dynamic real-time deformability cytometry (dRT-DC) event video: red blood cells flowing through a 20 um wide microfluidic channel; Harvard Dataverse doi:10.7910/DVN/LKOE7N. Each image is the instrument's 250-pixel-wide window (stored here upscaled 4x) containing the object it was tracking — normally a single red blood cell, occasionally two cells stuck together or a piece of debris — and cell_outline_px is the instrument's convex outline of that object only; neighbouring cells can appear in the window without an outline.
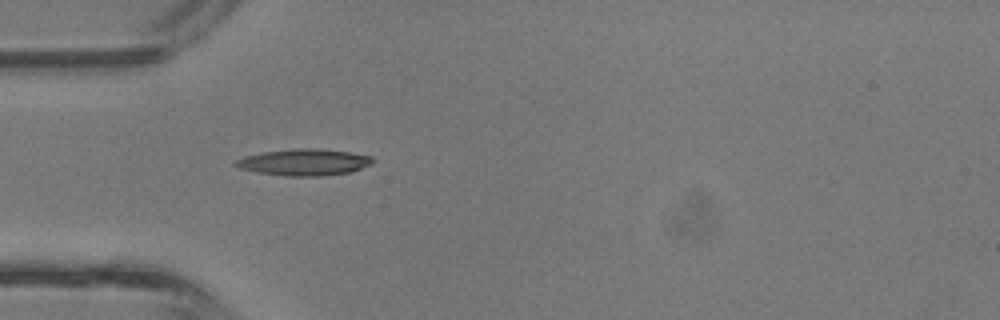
{"species": "common noctule bat (a hibernating species)", "species_latin": "Nyctalus noctula", "temperature_condition": "room temperature", "stored_images_in_passage": 5, "camera_frame_rate_fps": 3000, "um_per_image_px": 0.085, "animal": {"sex": "male", "body_mass_g": 13.3}, "frame": {"image": 1, "passage_image": 5, "time_ms": 1.333, "image_size_px": [1000, 320], "cell_outline_px": [[376, 160], [372, 164], [348, 172], [324, 176], [284, 176], [256, 172], [240, 168], [232, 164], [236, 160], [244, 156], [260, 152], [296, 148], [312, 148], [348, 152], [372, 156]], "centroid_in_image_um": [25.82, 13.79], "position_along_channel_um": 59.2, "area_um2": 21.27}}